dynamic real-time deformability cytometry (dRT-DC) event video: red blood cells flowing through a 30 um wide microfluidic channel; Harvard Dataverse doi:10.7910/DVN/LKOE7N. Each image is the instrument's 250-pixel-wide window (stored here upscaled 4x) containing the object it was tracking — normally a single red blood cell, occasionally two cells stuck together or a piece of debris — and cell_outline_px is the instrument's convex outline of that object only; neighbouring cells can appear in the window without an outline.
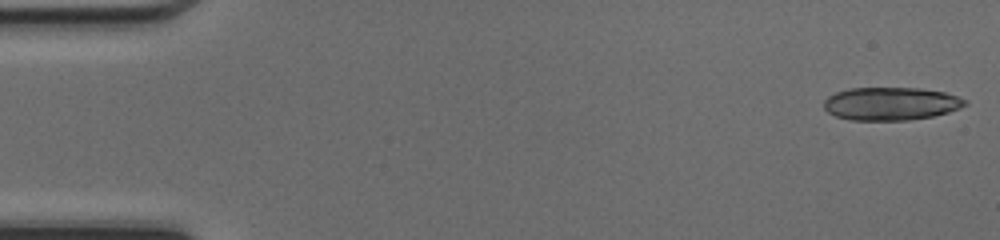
{"species": "common noctule bat (a hibernating species)", "species_latin": "Nyctalus noctula", "temperature_condition": "cold", "stored_images_in_passage": 16, "camera_frame_rate_fps": 3000, "um_per_image_px": 0.085, "animal": {"sex": "female", "body_mass_g": 17.0, "forearm_length_mm": 48.0}, "frame": {"image": 1, "passage_image": 1, "time_ms": 0.0, "image_size_px": [1000, 240], "cell_outline_px": [[968, 104], [960, 108], [948, 112], [932, 116], [908, 120], [852, 120], [836, 116], [828, 112], [824, 108], [824, 100], [828, 96], [836, 92], [848, 88], [920, 88], [944, 92], [968, 100]], "centroid_in_image_um": [75.73, 8.81], "position_along_channel_um": 9.3, "area_um2": 27.17}}